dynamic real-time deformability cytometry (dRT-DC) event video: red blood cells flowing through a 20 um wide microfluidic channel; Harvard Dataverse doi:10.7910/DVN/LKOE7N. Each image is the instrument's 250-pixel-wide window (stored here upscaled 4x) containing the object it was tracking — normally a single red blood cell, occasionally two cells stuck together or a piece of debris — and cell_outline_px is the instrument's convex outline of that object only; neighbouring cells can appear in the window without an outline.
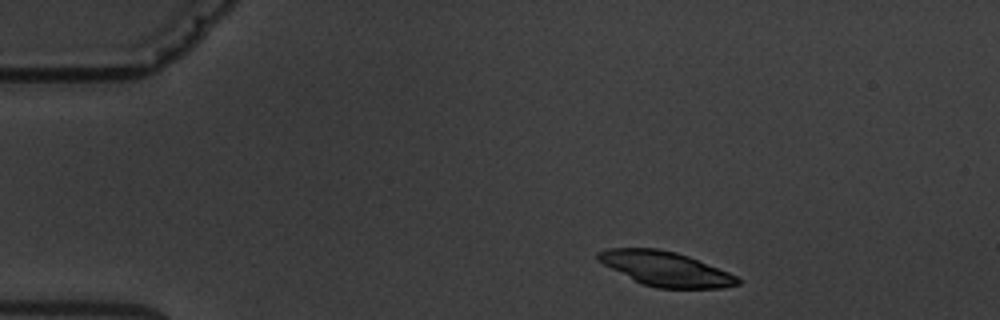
{"species": "common noctule bat (a hibernating species)", "species_latin": "Nyctalus noctula", "temperature_condition": "warm", "stored_images_in_passage": 3, "camera_frame_rate_fps": 3000, "um_per_image_px": 0.085, "animal": {"sex": "male", "body_mass_g": 19.5, "forearm_length_mm": 54.6}, "frame": {"image": 1, "passage_image": 1, "time_ms": 0.0, "image_size_px": [1000, 320], "cell_outline_px": [[740, 284], [724, 288], [656, 288], [644, 284], [596, 260], [596, 252], [608, 248], [656, 248], [676, 252], [688, 256], [728, 272], [736, 276], [740, 280]], "centroid_in_image_um": [56.58, 22.84], "position_along_channel_um": 28.4, "area_um2": 27.69}}